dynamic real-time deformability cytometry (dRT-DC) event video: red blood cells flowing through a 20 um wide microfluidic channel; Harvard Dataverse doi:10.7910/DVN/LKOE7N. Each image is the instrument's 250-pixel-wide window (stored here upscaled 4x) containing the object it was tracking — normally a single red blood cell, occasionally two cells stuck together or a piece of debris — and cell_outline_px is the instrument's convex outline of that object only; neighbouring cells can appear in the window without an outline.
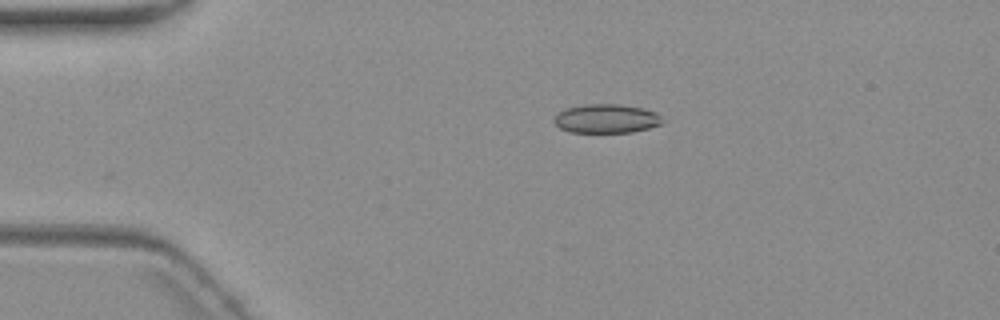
{"species": "common noctule bat (a hibernating species)", "species_latin": "Nyctalus noctula", "temperature_condition": "warm", "stored_images_in_passage": 4, "camera_frame_rate_fps": 3000, "um_per_image_px": 0.085, "animal": {"sex": "female", "body_mass_g": 19.3, "forearm_length_mm": 54.1}, "frame": {"image": 1, "passage_image": 4, "time_ms": 3.667, "image_size_px": [1000, 320], "cell_outline_px": [[664, 124], [632, 132], [572, 132], [560, 128], [552, 120], [560, 112], [568, 108], [584, 104], [620, 104], [644, 108], [656, 112], [660, 116]], "centroid_in_image_um": [51.58, 10.08], "position_along_channel_um": 33.4, "area_um2": 18.21}}